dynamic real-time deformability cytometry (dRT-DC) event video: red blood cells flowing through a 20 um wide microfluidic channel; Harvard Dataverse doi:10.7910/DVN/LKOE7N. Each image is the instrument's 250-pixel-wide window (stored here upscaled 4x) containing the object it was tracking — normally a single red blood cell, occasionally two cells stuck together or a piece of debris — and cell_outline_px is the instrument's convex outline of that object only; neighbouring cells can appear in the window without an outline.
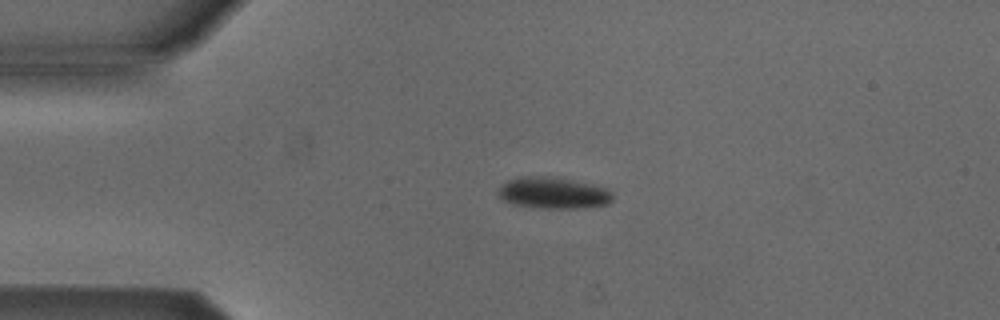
{"species": "Egyptian fruit bat (a non-hibernating species)", "species_latin": "Rousettus aegyptiacus", "temperature_condition": "cold", "stored_images_in_passage": 42, "camera_frame_rate_fps": 3000, "um_per_image_px": 0.085, "animal": {"sex": "male"}, "frame": {"image": 1, "passage_image": 1, "time_ms": 0.0, "image_size_px": [1000, 320], "cell_outline_px": [[612, 200], [608, 204], [584, 208], [532, 208], [512, 204], [500, 200], [496, 196], [496, 192], [500, 184], [508, 180], [520, 176], [548, 176], [608, 188], [612, 192]], "centroid_in_image_um": [46.93, 16.41], "position_along_channel_um": 38.1, "area_um2": 21.33}}
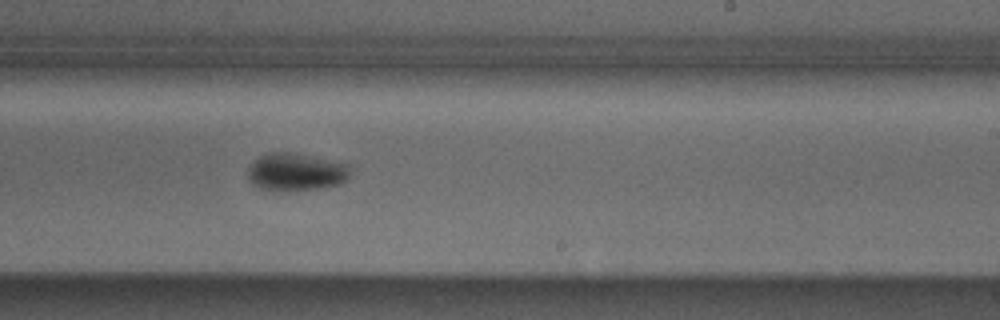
{"frame": {"image": 2, "passage_image": 21, "time_ms": 6.667, "image_size_px": [1000, 320], "cell_outline_px": [[352, 172], [348, 180], [344, 184], [324, 188], [260, 188], [252, 184], [248, 180], [248, 168], [260, 156], [268, 152], [292, 152], [348, 164]], "centroid_in_image_um": [25.22, 14.59], "position_along_channel_um": 263.8, "area_um2": 22.08}}
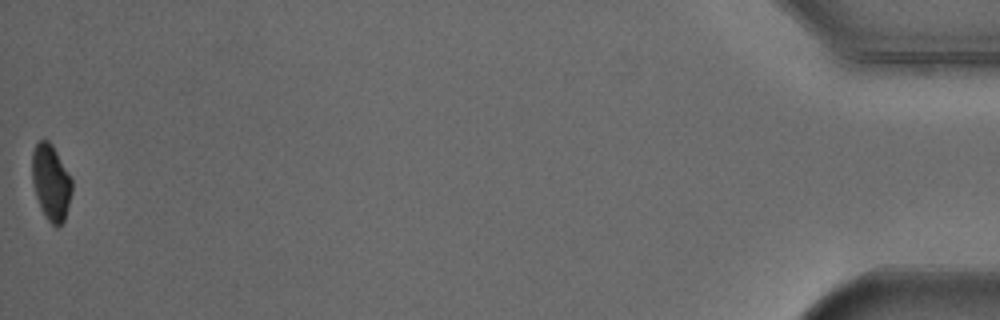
{"frame": {"image": 3, "passage_image": 42, "time_ms": 13.667, "image_size_px": [1000, 320], "cell_outline_px": [[72, 192], [64, 220], [56, 228], [44, 216], [40, 208], [36, 196], [32, 180], [32, 152], [36, 144], [40, 140], [48, 140], [52, 144], [72, 180]], "centroid_in_image_um": [4.32, 15.51], "position_along_channel_um": 430.9, "area_um2": 17.51}, "authors_computed_cell_mechanics": {"area_um2": 21.4727, "velocity_mm_per_s": 3.855, "shape_relaxation_time_tau1_ms": 1.6913, "shape_relaxation_time_tau2_ms": null, "deformation_change_tau1": 0.0806, "deformation_change_tau2": null}}